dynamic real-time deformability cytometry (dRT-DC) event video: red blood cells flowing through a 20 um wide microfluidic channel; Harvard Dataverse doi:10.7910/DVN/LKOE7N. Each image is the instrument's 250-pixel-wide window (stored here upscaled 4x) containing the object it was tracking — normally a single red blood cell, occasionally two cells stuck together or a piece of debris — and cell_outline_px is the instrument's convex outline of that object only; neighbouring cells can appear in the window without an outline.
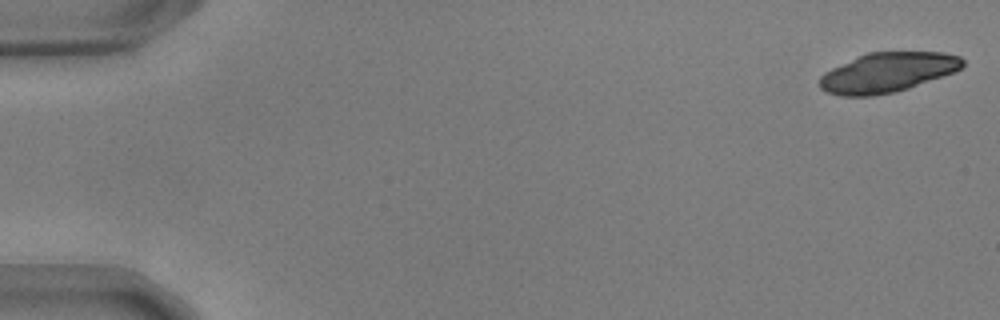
{"species": "common noctule bat (a hibernating species)", "species_latin": "Nyctalus noctula", "temperature_condition": "warm", "stored_images_in_passage": 37, "camera_frame_rate_fps": 3000, "um_per_image_px": 0.085, "animal": {"sex": "male", "body_mass_g": 17.9, "forearm_length_mm": 54.2}, "frame": {"image": 1, "passage_image": 1, "time_ms": 0.0, "image_size_px": [1000, 320], "cell_outline_px": [[964, 64], [956, 72], [896, 92], [872, 96], [840, 96], [828, 92], [820, 88], [820, 76], [824, 72], [856, 56], [868, 52], [944, 52], [960, 56], [964, 60]], "centroid_in_image_um": [75.44, 6.15], "position_along_channel_um": 9.6, "area_um2": 33.23}}
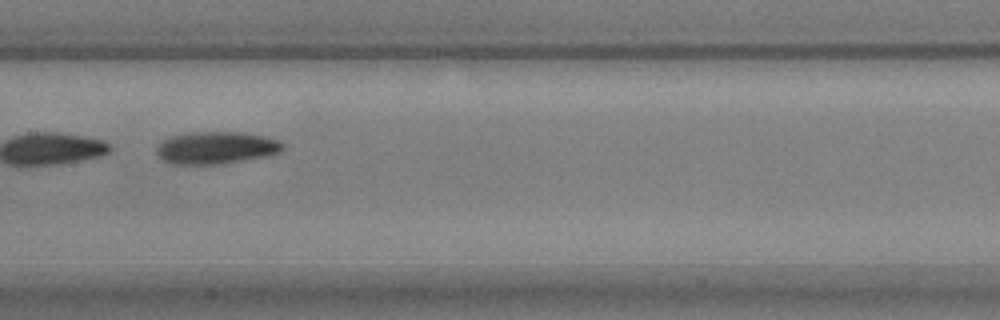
{"frame": {"image": 2, "passage_image": 28, "time_ms": 9.0, "image_size_px": [1000, 320], "cell_outline_px": [[284, 148], [280, 152], [272, 156], [220, 164], [172, 164], [164, 160], [156, 152], [156, 148], [164, 140], [172, 136], [192, 132], [240, 132], [264, 136], [280, 140], [284, 144]], "centroid_in_image_um": [18.45, 12.56], "position_along_channel_um": 189.0, "area_um2": 23.87}}